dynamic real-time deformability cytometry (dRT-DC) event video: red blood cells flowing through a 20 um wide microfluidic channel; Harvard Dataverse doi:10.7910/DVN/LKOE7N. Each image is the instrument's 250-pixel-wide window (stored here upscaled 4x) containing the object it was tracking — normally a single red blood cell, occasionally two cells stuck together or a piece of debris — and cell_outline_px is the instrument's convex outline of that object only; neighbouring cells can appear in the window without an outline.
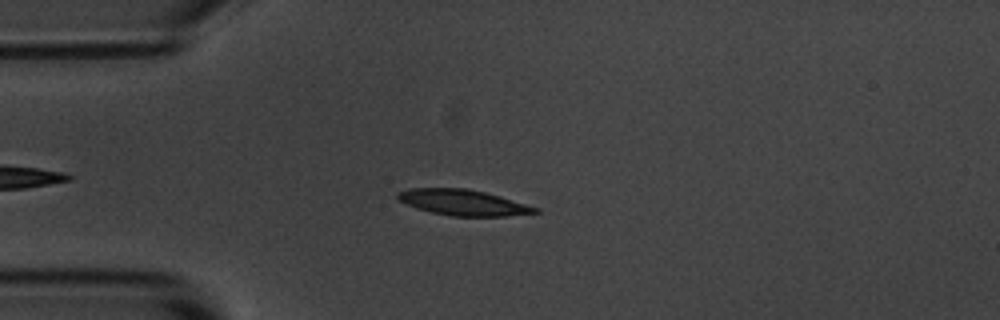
{"species": "common noctule bat (a hibernating species)", "species_latin": "Nyctalus noctula", "temperature_condition": "room temperature", "stored_images_in_passage": 43, "camera_frame_rate_fps": 3000, "um_per_image_px": 0.085, "animal": {"sex": "male", "body_mass_g": 20.1, "forearm_length_mm": 53.5}, "frame": {"image": 1, "passage_image": 9, "time_ms": 2.667, "image_size_px": [1000, 320], "cell_outline_px": [[540, 212], [508, 216], [452, 216], [432, 212], [416, 208], [400, 200], [396, 196], [396, 192], [408, 188], [468, 188], [500, 196], [540, 208]], "centroid_in_image_um": [39.38, 17.21], "position_along_channel_um": 45.6, "area_um2": 20.63}}
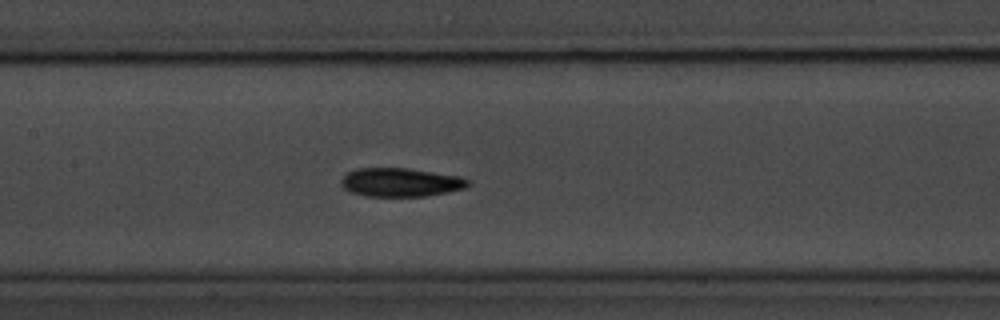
{"frame": {"image": 2, "passage_image": 21, "time_ms": 6.667, "image_size_px": [1000, 320], "cell_outline_px": [[472, 184], [464, 188], [448, 192], [428, 196], [364, 196], [348, 192], [340, 184], [340, 180], [348, 172], [356, 168], [408, 168], [460, 176], [468, 180]], "centroid_in_image_um": [34.03, 15.5], "position_along_channel_um": 173.4, "area_um2": 21.39}}
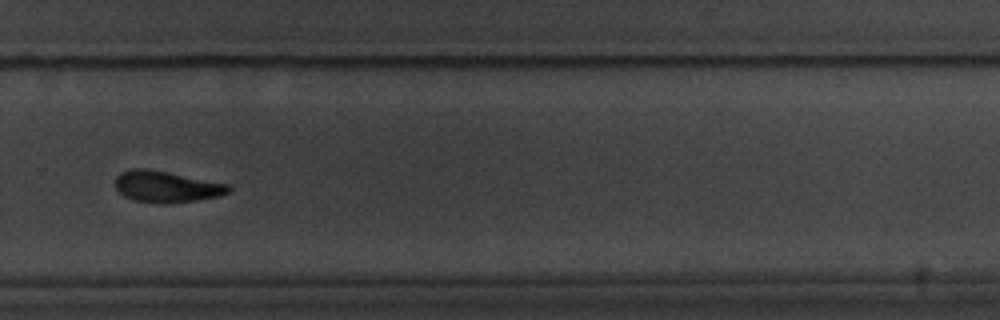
{"frame": {"image": 3, "passage_image": 33, "time_ms": 10.667, "image_size_px": [1000, 320], "cell_outline_px": [[232, 188], [228, 192], [220, 196], [196, 200], [168, 204], [160, 204], [132, 200], [124, 196], [116, 188], [116, 176], [120, 172], [132, 168], [144, 168], [168, 172], [228, 184]], "centroid_in_image_um": [14.12, 15.87], "position_along_channel_um": 315.7, "area_um2": 20.75}, "authors_computed_cell_mechanics": {"area_um2": 20.6346, "velocity_mm_per_s": 3.5661, "shape_relaxation_time_tau1_ms": 2.7821, "shape_relaxation_time_tau2_ms": 3.7244, "deformation_change_tau1": 0.1333, "deformation_change_tau2": 0.0917}}